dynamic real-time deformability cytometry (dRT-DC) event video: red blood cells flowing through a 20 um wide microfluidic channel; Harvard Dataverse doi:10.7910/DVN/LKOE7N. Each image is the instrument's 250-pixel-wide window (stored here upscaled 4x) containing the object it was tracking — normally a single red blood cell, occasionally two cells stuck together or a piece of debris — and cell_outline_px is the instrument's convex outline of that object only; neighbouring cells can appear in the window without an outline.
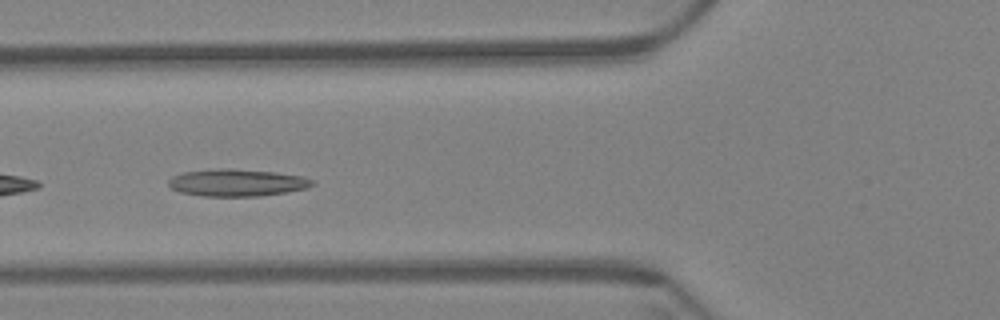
{"species": "Egyptian fruit bat (a non-hibernating species)", "species_latin": "Rousettus aegyptiacus", "temperature_condition": "warm", "stored_images_in_passage": 40, "camera_frame_rate_fps": 3000, "um_per_image_px": 0.085, "animal": {"sex": "female"}, "frame": {"image": 1, "passage_image": 5, "time_ms": 1.333, "image_size_px": [1000, 320], "cell_outline_px": [[316, 184], [308, 188], [288, 192], [260, 196], [204, 196], [180, 192], [172, 188], [168, 184], [168, 180], [172, 176], [184, 172], [212, 168], [232, 168], [276, 172], [300, 176], [316, 180]], "centroid_in_image_um": [20.18, 15.52], "position_along_channel_um": 105.6, "area_um2": 23.06}}
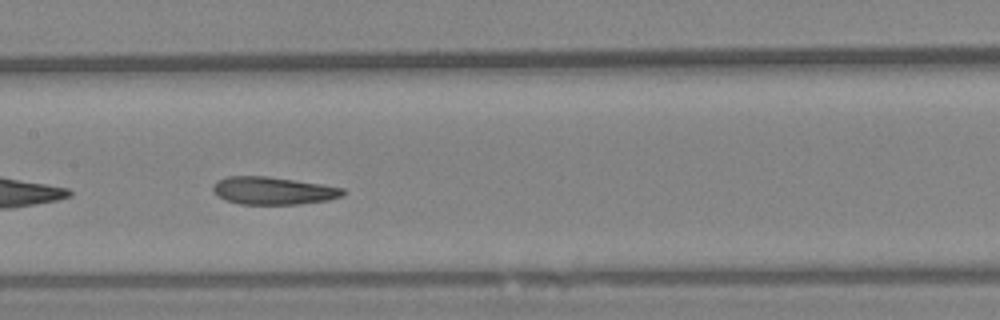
{"frame": {"image": 2, "passage_image": 12, "time_ms": 3.667, "image_size_px": [1000, 320], "cell_outline_px": [[344, 196], [328, 200], [300, 204], [240, 204], [224, 200], [216, 196], [212, 188], [212, 184], [216, 180], [228, 176], [268, 176], [320, 184], [344, 188]], "centroid_in_image_um": [23.17, 16.21], "position_along_channel_um": 184.2, "area_um2": 21.1}}
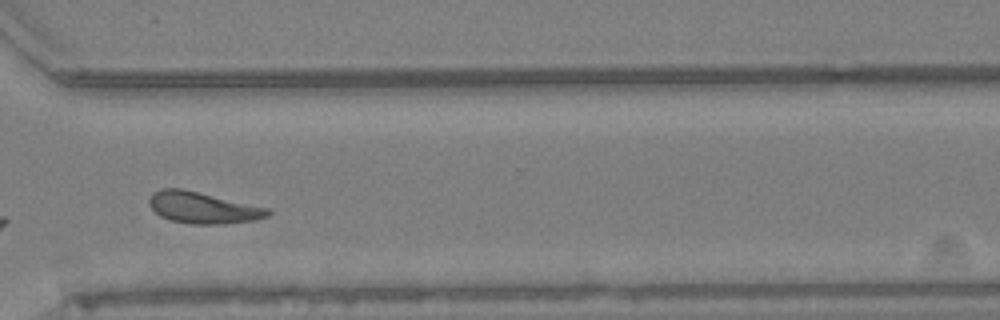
{"frame": {"image": 3, "passage_image": 27, "time_ms": 8.667, "image_size_px": [1000, 320], "cell_outline_px": [[272, 212], [268, 216], [256, 220], [224, 224], [192, 224], [168, 220], [160, 216], [152, 208], [148, 200], [160, 188], [180, 188], [268, 208]], "centroid_in_image_um": [17.25, 17.67], "position_along_channel_um": 353.3, "area_um2": 21.5}, "authors_computed_cell_mechanics": {"area_um2": 21.097, "velocity_mm_per_s": 3.3754, "shape_relaxation_time_tau1_ms": 8.1354, "shape_relaxation_time_tau2_ms": 3.7915, "deformation_change_tau1": 0.1779, "deformation_change_tau2": 0.1259}}